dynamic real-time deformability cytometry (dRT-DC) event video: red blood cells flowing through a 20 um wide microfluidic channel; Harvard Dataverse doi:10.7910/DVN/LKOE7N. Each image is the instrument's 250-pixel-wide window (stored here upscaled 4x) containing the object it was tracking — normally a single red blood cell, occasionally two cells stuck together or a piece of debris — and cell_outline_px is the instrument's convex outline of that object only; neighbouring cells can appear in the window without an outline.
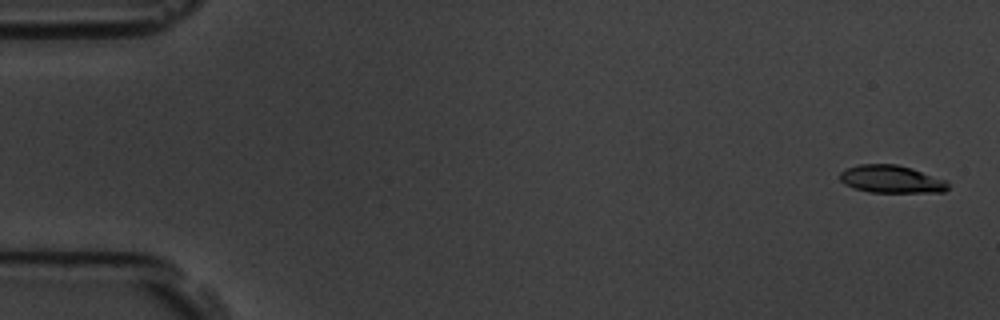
{"species": "common noctule bat (a hibernating species)", "species_latin": "Nyctalus noctula", "temperature_condition": "room temperature", "stored_images_in_passage": 57, "camera_frame_rate_fps": 3000, "um_per_image_px": 0.085, "animal": {"sex": "male", "body_mass_g": 19.5, "forearm_length_mm": 54.6}, "frame": {"image": 1, "passage_image": 2, "time_ms": 0.333, "image_size_px": [1000, 320], "cell_outline_px": [[948, 188], [944, 192], [868, 192], [844, 184], [840, 180], [840, 172], [848, 168], [860, 164], [896, 164], [912, 168], [948, 180]], "centroid_in_image_um": [75.8, 15.23], "position_along_channel_um": 9.2, "area_um2": 17.46}}
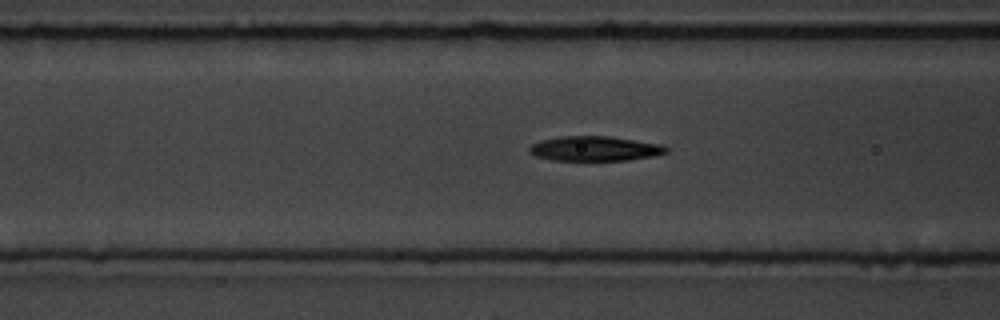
{"frame": {"image": 2, "passage_image": 23, "time_ms": 7.333, "image_size_px": [1000, 320], "cell_outline_px": [[668, 152], [652, 156], [628, 160], [552, 160], [536, 156], [528, 152], [528, 148], [532, 144], [540, 140], [560, 136], [608, 136], [660, 144], [668, 148]], "centroid_in_image_um": [50.52, 12.63], "position_along_channel_um": 116.1, "area_um2": 19.65}}
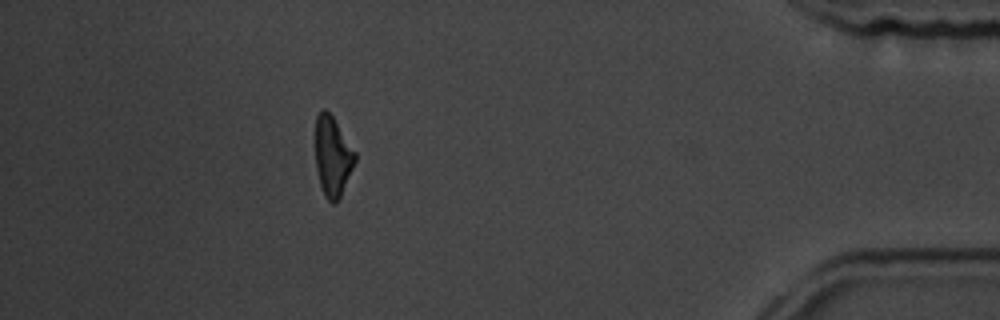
{"frame": {"image": 3, "passage_image": 52, "time_ms": 17.0, "image_size_px": [1000, 320], "cell_outline_px": [[356, 160], [340, 196], [336, 204], [332, 204], [324, 196], [320, 184], [316, 168], [316, 116], [324, 108], [332, 116], [356, 152]], "centroid_in_image_um": [28.27, 13.31], "position_along_channel_um": 406.9, "area_um2": 18.21}}